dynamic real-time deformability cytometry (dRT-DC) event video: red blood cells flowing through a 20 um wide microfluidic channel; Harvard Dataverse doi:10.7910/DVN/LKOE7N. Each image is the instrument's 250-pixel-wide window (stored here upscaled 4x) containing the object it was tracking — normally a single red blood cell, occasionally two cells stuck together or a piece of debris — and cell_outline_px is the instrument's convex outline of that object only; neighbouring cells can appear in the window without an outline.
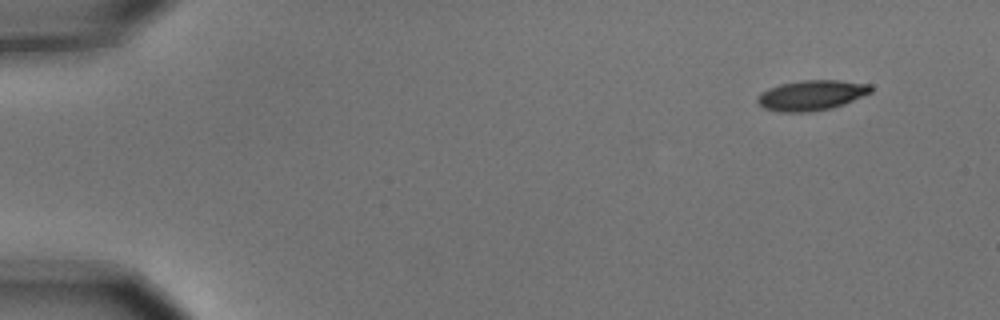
{"species": "common noctule bat (a hibernating species)", "species_latin": "Nyctalus noctula", "temperature_condition": "cold", "stored_images_in_passage": 5, "camera_frame_rate_fps": 3000, "um_per_image_px": 0.085, "animal": {"sex": "male", "body_mass_g": 15.6}, "frame": {"image": 1, "passage_image": 1, "time_ms": 0.0, "image_size_px": [1000, 320], "cell_outline_px": [[872, 92], [844, 104], [832, 108], [808, 112], [780, 112], [764, 108], [756, 100], [756, 96], [768, 88], [780, 84], [800, 80], [840, 80], [872, 84]], "centroid_in_image_um": [68.98, 8.09], "position_along_channel_um": 16.0, "area_um2": 20.11}}
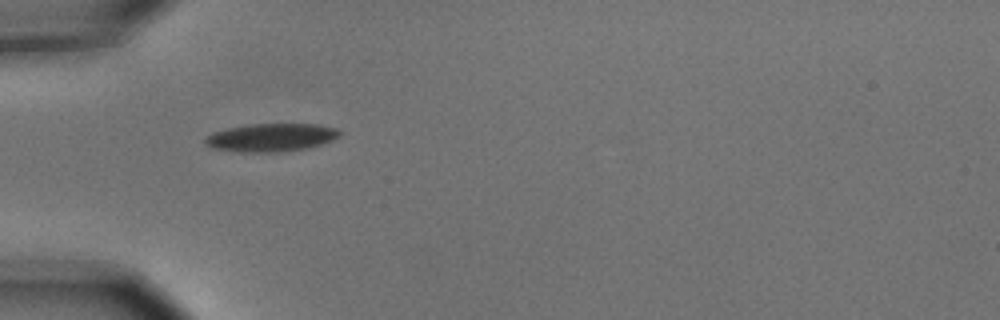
{"frame": {"image": 2, "passage_image": 4, "time_ms": 1.0, "image_size_px": [1000, 320], "cell_outline_px": [[340, 136], [332, 140], [308, 148], [280, 152], [240, 152], [212, 148], [204, 144], [204, 140], [212, 132], [228, 128], [252, 124], [316, 124], [336, 128], [340, 132]], "centroid_in_image_um": [23.03, 11.69], "position_along_channel_um": 62.0, "area_um2": 21.96}}
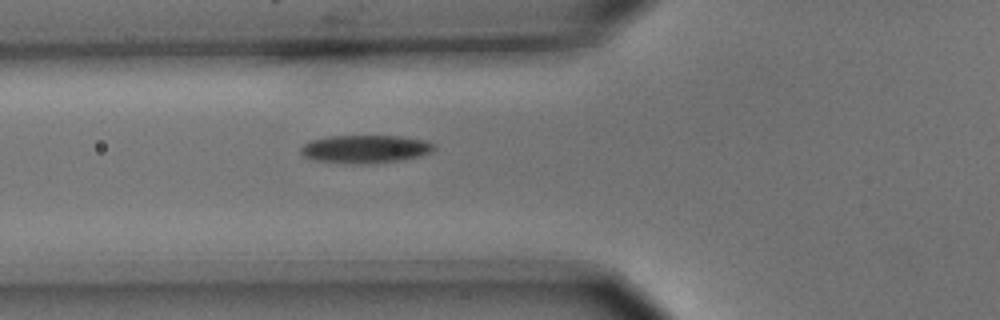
{"frame": {"image": 3, "passage_image": 5, "time_ms": 1.333, "image_size_px": [1000, 320], "cell_outline_px": [[436, 148], [432, 152], [420, 156], [404, 160], [376, 164], [348, 164], [312, 160], [304, 156], [300, 152], [300, 148], [308, 140], [328, 136], [400, 136], [424, 140], [436, 144]], "centroid_in_image_um": [31.05, 12.68], "position_along_channel_um": 94.7, "area_um2": 22.37}}